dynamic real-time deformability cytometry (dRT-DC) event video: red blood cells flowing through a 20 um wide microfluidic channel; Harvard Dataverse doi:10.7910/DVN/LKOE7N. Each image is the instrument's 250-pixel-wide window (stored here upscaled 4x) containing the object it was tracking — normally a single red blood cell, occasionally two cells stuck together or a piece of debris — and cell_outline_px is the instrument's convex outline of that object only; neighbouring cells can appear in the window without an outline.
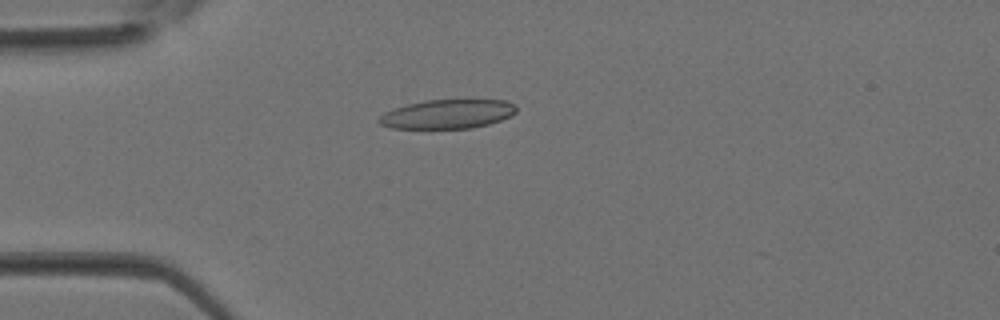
{"species": "Egyptian fruit bat (a non-hibernating species)", "species_latin": "Rousettus aegyptiacus", "temperature_condition": "room temperature", "stored_images_in_passage": 28, "camera_frame_rate_fps": 3000, "um_per_image_px": 0.085, "animal": {"sex": "female"}, "frame": {"image": 1, "passage_image": 1, "time_ms": 0.0, "image_size_px": [1000, 320], "cell_outline_px": [[516, 112], [512, 116], [488, 124], [472, 128], [392, 128], [380, 124], [376, 120], [384, 112], [408, 104], [428, 100], [504, 100], [512, 104], [516, 108]], "centroid_in_image_um": [38.03, 9.7], "position_along_channel_um": 47.0, "area_um2": 23.06}}
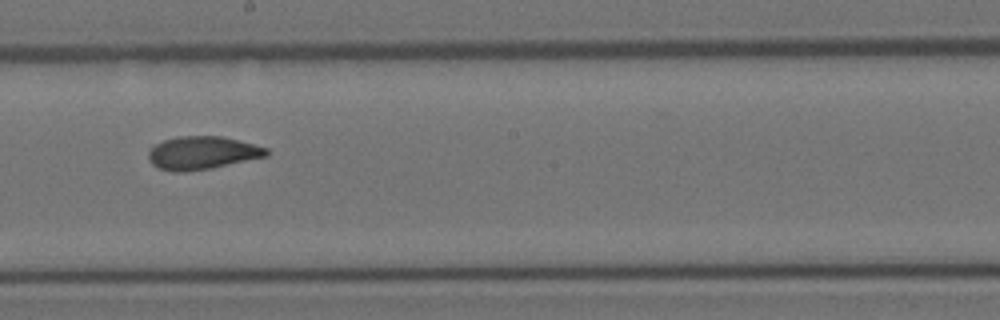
{"frame": {"image": 2, "passage_image": 12, "time_ms": 3.667, "image_size_px": [1000, 320], "cell_outline_px": [[268, 156], [212, 168], [184, 172], [172, 172], [160, 168], [152, 164], [148, 156], [148, 152], [156, 144], [164, 140], [180, 136], [220, 136], [268, 148]], "centroid_in_image_um": [17.19, 13.0], "position_along_channel_um": 231.0, "area_um2": 22.54}}
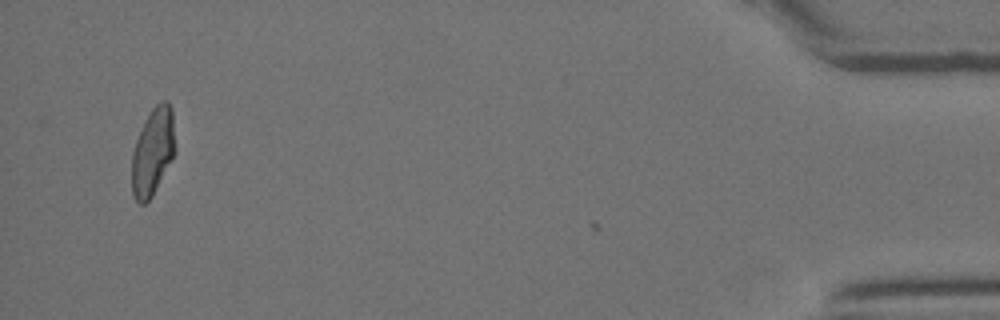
{"frame": {"image": 3, "passage_image": 27, "time_ms": 8.667, "image_size_px": [1000, 320], "cell_outline_px": [[176, 152], [172, 160], [152, 196], [144, 204], [140, 204], [136, 200], [132, 192], [132, 152], [136, 140], [144, 120], [152, 108], [160, 100], [168, 100], [172, 108]], "centroid_in_image_um": [13.0, 12.85], "position_along_channel_um": 422.2, "area_um2": 22.31}}